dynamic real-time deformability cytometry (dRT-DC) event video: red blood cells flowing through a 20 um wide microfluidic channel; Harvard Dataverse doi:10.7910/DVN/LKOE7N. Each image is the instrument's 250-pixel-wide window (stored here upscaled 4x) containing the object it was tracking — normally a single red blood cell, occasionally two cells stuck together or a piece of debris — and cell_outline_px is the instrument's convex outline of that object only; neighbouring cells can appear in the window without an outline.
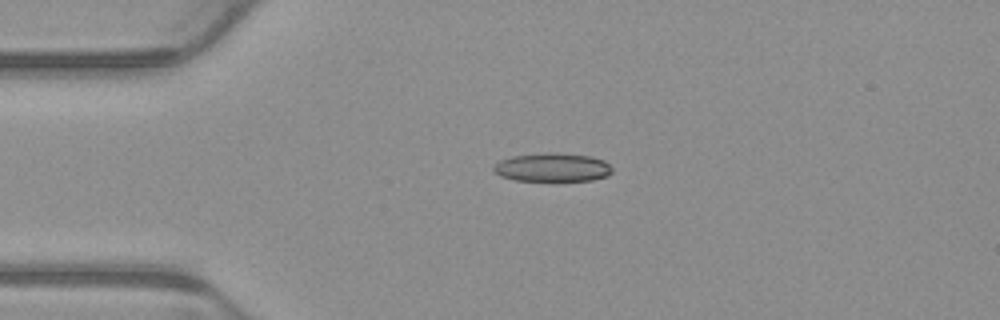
{"species": "common noctule bat (a hibernating species)", "species_latin": "Nyctalus noctula", "temperature_condition": "warm", "stored_images_in_passage": 6, "camera_frame_rate_fps": 3000, "um_per_image_px": 0.085, "animal": {"sex": "male", "body_mass_g": 23.1, "forearm_length_mm": 52.7}, "frame": {"image": 1, "passage_image": 3, "time_ms": 0.667, "image_size_px": [1000, 320], "cell_outline_px": [[612, 172], [608, 176], [592, 180], [516, 180], [500, 176], [492, 168], [500, 160], [512, 156], [548, 152], [552, 152], [592, 156], [604, 160], [612, 168]], "centroid_in_image_um": [46.98, 14.21], "position_along_channel_um": 38.0, "area_um2": 19.65}}
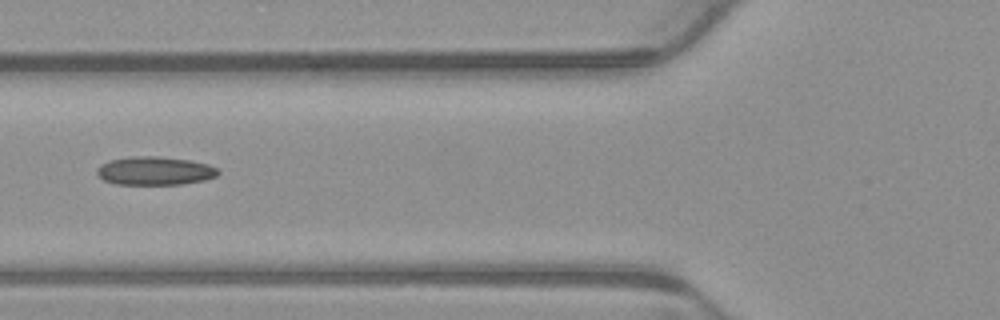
{"frame": {"image": 2, "passage_image": 5, "time_ms": 1.333, "image_size_px": [1000, 320], "cell_outline_px": [[220, 172], [216, 176], [204, 180], [180, 184], [116, 184], [104, 180], [96, 172], [96, 168], [100, 164], [108, 160], [132, 156], [156, 156], [188, 160], [208, 164], [216, 168]], "centroid_in_image_um": [13.13, 14.51], "position_along_channel_um": 112.7, "area_um2": 20.0}}
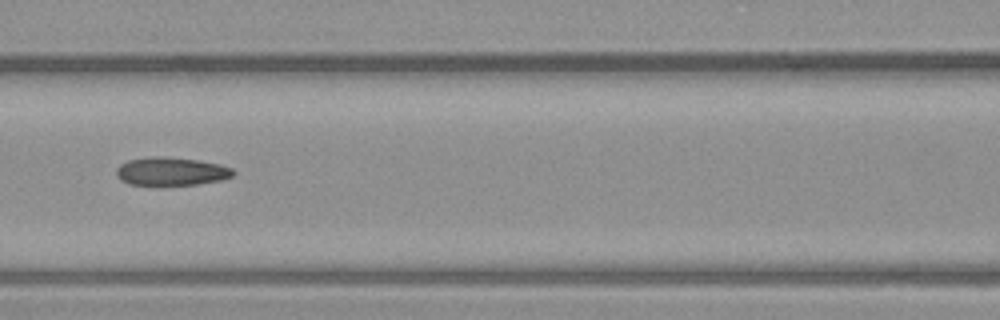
{"frame": {"image": 3, "passage_image": 6, "time_ms": 1.667, "image_size_px": [1000, 320], "cell_outline_px": [[236, 172], [232, 176], [224, 180], [196, 184], [128, 184], [120, 180], [116, 176], [116, 168], [120, 164], [128, 160], [152, 156], [164, 156], [196, 160], [220, 164], [232, 168]], "centroid_in_image_um": [14.55, 14.55], "position_along_channel_um": 152.0, "area_um2": 19.19}}